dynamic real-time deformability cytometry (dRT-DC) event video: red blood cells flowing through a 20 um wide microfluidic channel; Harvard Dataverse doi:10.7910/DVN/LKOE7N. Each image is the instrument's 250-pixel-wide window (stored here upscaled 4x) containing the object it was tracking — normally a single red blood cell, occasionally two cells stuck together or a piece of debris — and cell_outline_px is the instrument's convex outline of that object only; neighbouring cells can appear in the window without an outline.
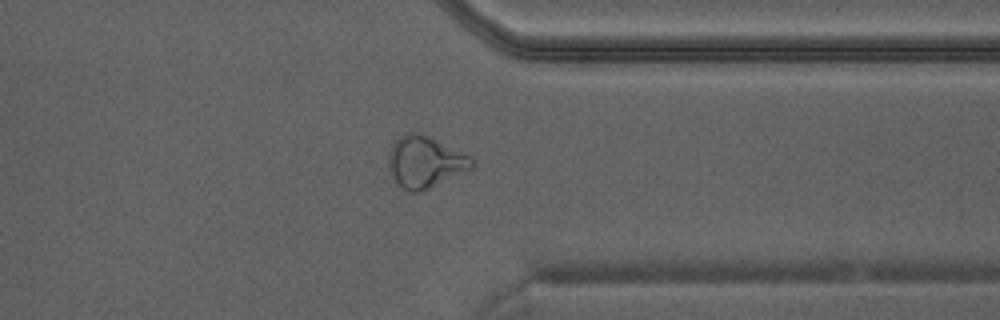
{"species": "Egyptian fruit bat (a non-hibernating species)", "species_latin": "Rousettus aegyptiacus", "temperature_condition": "warm", "stored_images_in_passage": 39, "camera_frame_rate_fps": 3000, "um_per_image_px": 0.085, "animal": {"sex": "male"}, "frame": {"image": 1, "passage_image": 33, "time_ms": 10.667, "image_size_px": [1000, 320], "cell_outline_px": [[476, 168], [420, 192], [408, 192], [400, 188], [388, 176], [388, 156], [392, 144], [400, 136], [408, 132], [420, 132], [472, 156], [476, 160]], "centroid_in_image_um": [36.14, 13.79], "position_along_channel_um": 375.3, "area_um2": 25.95}}